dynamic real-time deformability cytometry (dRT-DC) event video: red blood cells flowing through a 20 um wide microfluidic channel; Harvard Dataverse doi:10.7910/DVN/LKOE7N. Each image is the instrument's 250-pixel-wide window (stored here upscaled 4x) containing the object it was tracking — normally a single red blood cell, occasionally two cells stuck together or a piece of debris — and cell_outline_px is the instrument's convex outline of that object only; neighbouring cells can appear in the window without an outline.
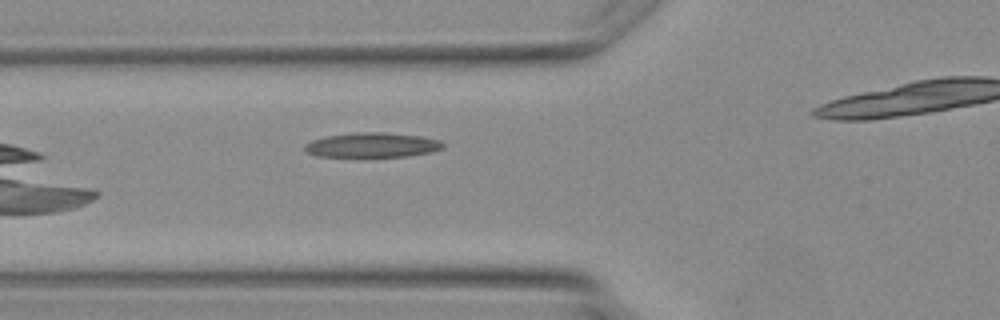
{"species": "Egyptian fruit bat (a non-hibernating species)", "species_latin": "Rousettus aegyptiacus", "temperature_condition": "warm", "stored_images_in_passage": 4, "camera_frame_rate_fps": 3000, "um_per_image_px": 0.085, "animal": {"sex": "female"}, "frame": {"image": 1, "passage_image": 3, "time_ms": 2.333, "image_size_px": [1000, 320], "cell_outline_px": [[444, 148], [428, 152], [408, 156], [320, 156], [308, 152], [304, 148], [304, 144], [312, 140], [324, 136], [356, 132], [384, 132], [420, 136], [440, 140], [444, 144]], "centroid_in_image_um": [31.64, 12.31], "position_along_channel_um": 94.2, "area_um2": 19.71}}